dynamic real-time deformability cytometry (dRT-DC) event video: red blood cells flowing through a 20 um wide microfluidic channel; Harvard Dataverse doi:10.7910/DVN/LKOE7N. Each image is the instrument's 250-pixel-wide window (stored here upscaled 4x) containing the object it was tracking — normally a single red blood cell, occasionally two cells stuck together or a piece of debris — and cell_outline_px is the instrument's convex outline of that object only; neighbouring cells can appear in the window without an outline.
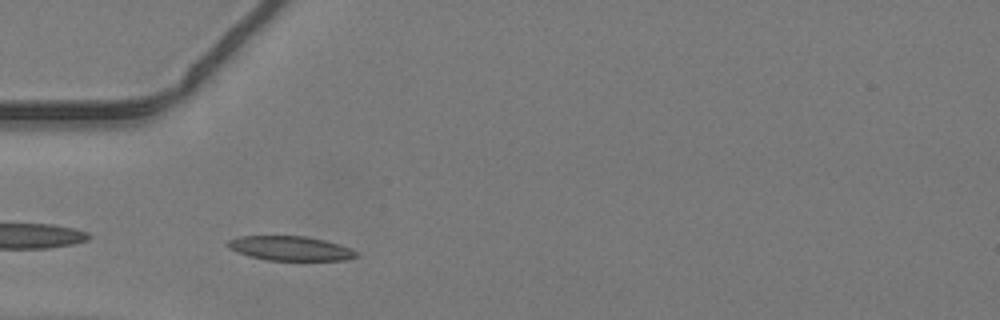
{"species": "common noctule bat (a hibernating species)", "species_latin": "Nyctalus noctula", "temperature_condition": "warm", "stored_images_in_passage": 34, "camera_frame_rate_fps": 3000, "um_per_image_px": 0.085, "animal": {"sex": "male", "body_mass_g": 19.2, "forearm_length_mm": 51.8}, "frame": {"image": 1, "passage_image": 1, "time_ms": 0.0, "image_size_px": [1000, 320], "cell_outline_px": [[360, 256], [348, 260], [268, 260], [248, 256], [228, 248], [224, 244], [228, 240], [240, 236], [308, 236], [324, 240], [360, 252]], "centroid_in_image_um": [24.67, 21.11], "position_along_channel_um": 60.3, "area_um2": 18.38}}
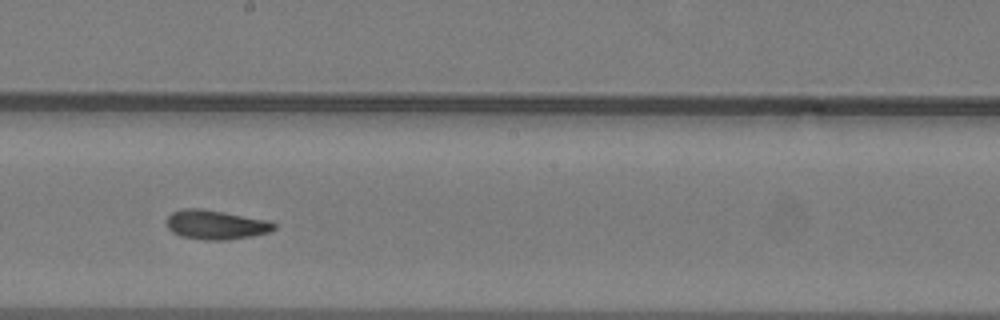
{"frame": {"image": 2, "passage_image": 13, "time_ms": 4.0, "image_size_px": [1000, 320], "cell_outline_px": [[276, 228], [268, 232], [252, 236], [224, 240], [204, 240], [180, 236], [172, 232], [168, 228], [168, 216], [172, 212], [184, 208], [200, 208], [224, 212], [268, 220], [276, 224]], "centroid_in_image_um": [18.34, 19.1], "position_along_channel_um": 229.9, "area_um2": 18.26}}
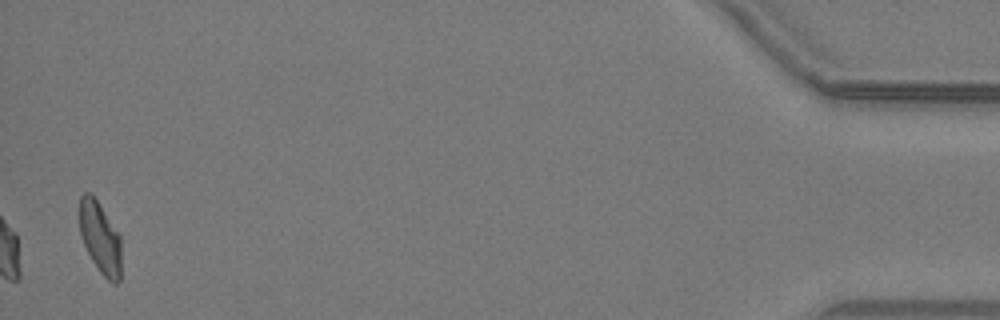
{"frame": {"image": 3, "passage_image": 33, "time_ms": 10.667, "image_size_px": [1000, 320], "cell_outline_px": [[120, 280], [116, 284], [112, 284], [100, 272], [92, 260], [80, 236], [80, 196], [84, 192], [92, 192], [120, 236]], "centroid_in_image_um": [8.5, 20.2], "position_along_channel_um": 426.7, "area_um2": 17.34}}